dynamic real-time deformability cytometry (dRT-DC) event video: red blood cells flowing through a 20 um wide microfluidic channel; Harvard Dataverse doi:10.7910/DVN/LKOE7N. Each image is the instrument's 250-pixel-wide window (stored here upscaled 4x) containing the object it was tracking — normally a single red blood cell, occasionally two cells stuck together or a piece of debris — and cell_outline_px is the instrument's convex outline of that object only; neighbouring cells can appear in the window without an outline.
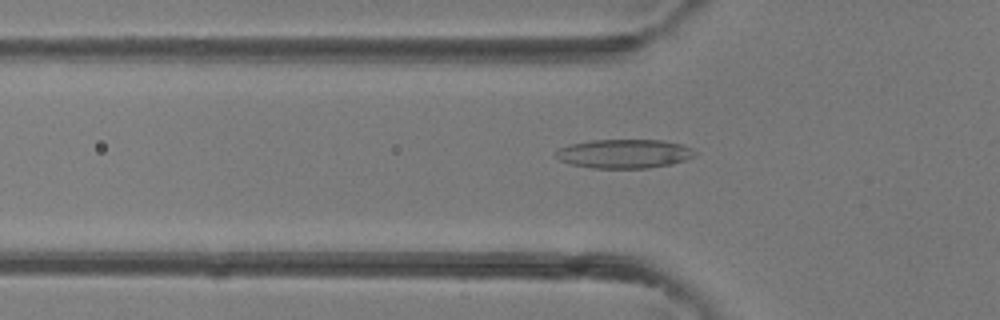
{"species": "common noctule bat (a hibernating species)", "species_latin": "Nyctalus noctula", "temperature_condition": "room temperature", "stored_images_in_passage": 42, "camera_frame_rate_fps": 3000, "um_per_image_px": 0.085, "animal": {"sex": "female"}, "frame": {"image": 1, "passage_image": 14, "time_ms": 4.333, "image_size_px": [1000, 320], "cell_outline_px": [[696, 152], [692, 156], [684, 160], [672, 164], [648, 168], [592, 168], [572, 164], [560, 160], [556, 156], [556, 152], [560, 148], [568, 144], [592, 140], [664, 140], [680, 144], [692, 148]], "centroid_in_image_um": [53.05, 13.06], "position_along_channel_um": 72.7, "area_um2": 23.35}}
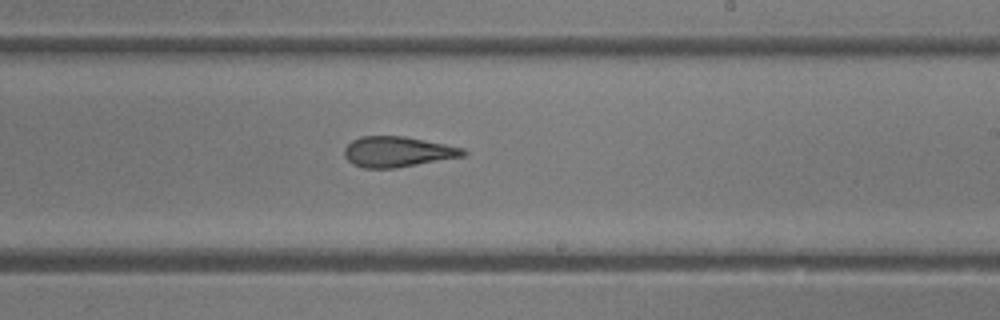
{"frame": {"image": 2, "passage_image": 25, "time_ms": 8.0, "image_size_px": [1000, 320], "cell_outline_px": [[468, 152], [464, 156], [396, 168], [364, 168], [352, 164], [344, 156], [344, 148], [352, 140], [360, 136], [404, 136], [464, 148]], "centroid_in_image_um": [33.77, 12.9], "position_along_channel_um": 255.2, "area_um2": 21.1}}
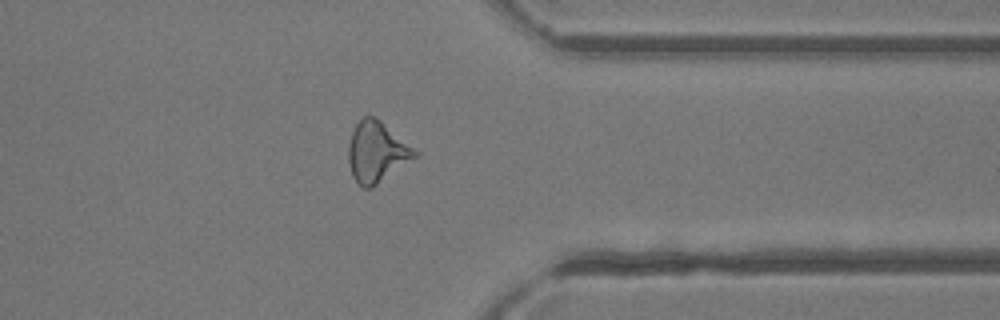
{"frame": {"image": 3, "passage_image": 33, "time_ms": 10.667, "image_size_px": [1000, 320], "cell_outline_px": [[420, 156], [372, 188], [364, 188], [352, 176], [348, 164], [348, 144], [352, 132], [356, 124], [364, 116], [372, 116], [380, 120], [420, 152]], "centroid_in_image_um": [32.06, 12.94], "position_along_channel_um": 379.3, "area_um2": 23.76}}